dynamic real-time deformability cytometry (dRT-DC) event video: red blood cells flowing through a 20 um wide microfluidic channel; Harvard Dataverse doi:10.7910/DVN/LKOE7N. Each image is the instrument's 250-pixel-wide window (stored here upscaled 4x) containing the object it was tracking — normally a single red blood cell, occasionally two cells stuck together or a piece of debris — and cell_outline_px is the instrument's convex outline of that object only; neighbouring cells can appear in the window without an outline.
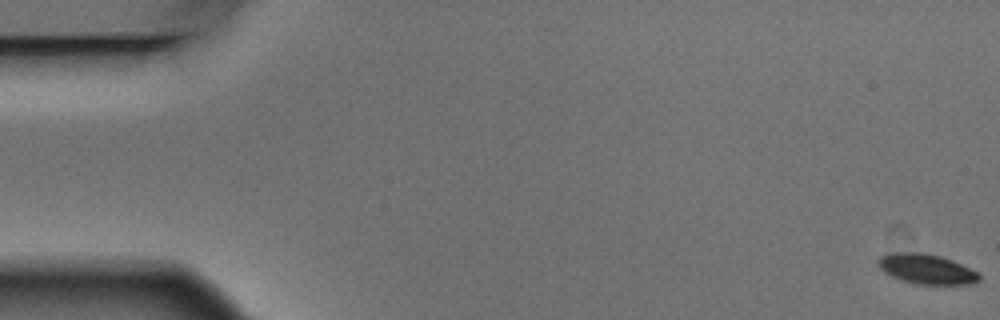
{"species": "Egyptian fruit bat (a non-hibernating species)", "species_latin": "Rousettus aegyptiacus", "temperature_condition": "warm", "stored_images_in_passage": 6, "camera_frame_rate_fps": 3000, "um_per_image_px": 0.085, "animal": {"sex": "male"}, "frame": {"image": 1, "passage_image": 1, "time_ms": 0.0, "image_size_px": [1000, 320], "cell_outline_px": [[980, 280], [976, 284], [916, 284], [900, 280], [884, 272], [876, 264], [876, 260], [880, 256], [896, 252], [924, 252], [940, 256], [952, 260], [976, 272], [980, 276]], "centroid_in_image_um": [78.71, 22.86], "position_along_channel_um": 6.3, "area_um2": 17.69}}